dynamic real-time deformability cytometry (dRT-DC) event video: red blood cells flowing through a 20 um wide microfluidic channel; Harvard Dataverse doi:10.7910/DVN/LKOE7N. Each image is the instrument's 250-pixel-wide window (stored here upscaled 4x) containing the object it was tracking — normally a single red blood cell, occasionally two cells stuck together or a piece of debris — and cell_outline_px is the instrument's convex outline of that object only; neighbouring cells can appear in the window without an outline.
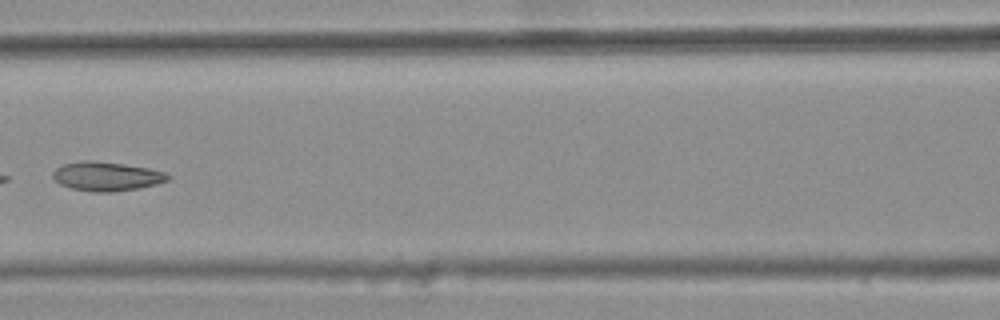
{"species": "common noctule bat (a hibernating species)", "species_latin": "Nyctalus noctula", "temperature_condition": "warm", "stored_images_in_passage": 4, "camera_frame_rate_fps": 3000, "um_per_image_px": 0.085, "animal": {"sex": "female", "body_mass_g": 25.1}, "frame": {"image": 1, "passage_image": 4, "time_ms": 1.0, "image_size_px": [1000, 320], "cell_outline_px": [[172, 176], [168, 180], [156, 184], [140, 188], [112, 192], [92, 192], [72, 188], [60, 184], [52, 176], [52, 172], [56, 168], [64, 164], [84, 160], [92, 160], [124, 164], [148, 168], [168, 172]], "centroid_in_image_um": [9.09, 14.99], "position_along_channel_um": 157.5, "area_um2": 19.59}}